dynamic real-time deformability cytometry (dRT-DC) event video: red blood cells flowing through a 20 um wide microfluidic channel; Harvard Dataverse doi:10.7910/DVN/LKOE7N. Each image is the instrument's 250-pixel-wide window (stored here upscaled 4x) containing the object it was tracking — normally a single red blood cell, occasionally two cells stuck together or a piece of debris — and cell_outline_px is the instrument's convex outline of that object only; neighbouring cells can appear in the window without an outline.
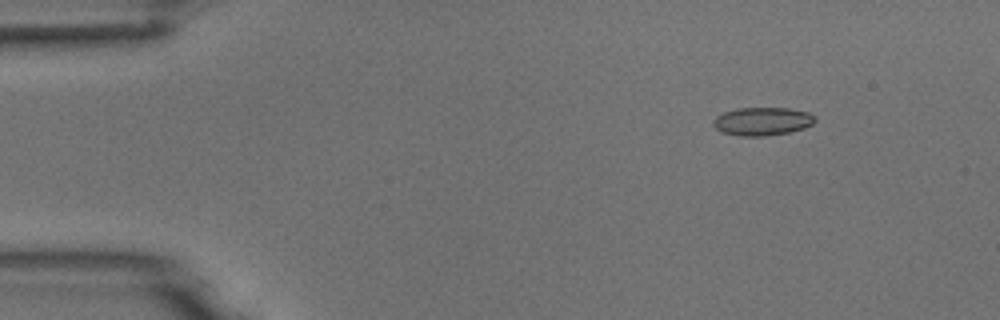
{"species": "common noctule bat (a hibernating species)", "species_latin": "Nyctalus noctula", "temperature_condition": "room temperature", "stored_images_in_passage": 6, "segment_of_instrument_passage": [2, 2], "camera_frame_rate_fps": 3000, "um_per_image_px": 0.085, "animal": {"sex": "male", "body_mass_g": 18.8}, "frame": {"image": 1, "passage_image": 6, "time_ms": 5.667, "image_size_px": [1000, 320], "cell_outline_px": [[816, 120], [812, 124], [804, 128], [788, 132], [764, 136], [740, 136], [720, 132], [712, 124], [712, 120], [716, 116], [724, 112], [736, 108], [788, 108], [808, 112]], "centroid_in_image_um": [64.75, 10.31], "position_along_channel_um": 20.3, "area_um2": 16.7}}